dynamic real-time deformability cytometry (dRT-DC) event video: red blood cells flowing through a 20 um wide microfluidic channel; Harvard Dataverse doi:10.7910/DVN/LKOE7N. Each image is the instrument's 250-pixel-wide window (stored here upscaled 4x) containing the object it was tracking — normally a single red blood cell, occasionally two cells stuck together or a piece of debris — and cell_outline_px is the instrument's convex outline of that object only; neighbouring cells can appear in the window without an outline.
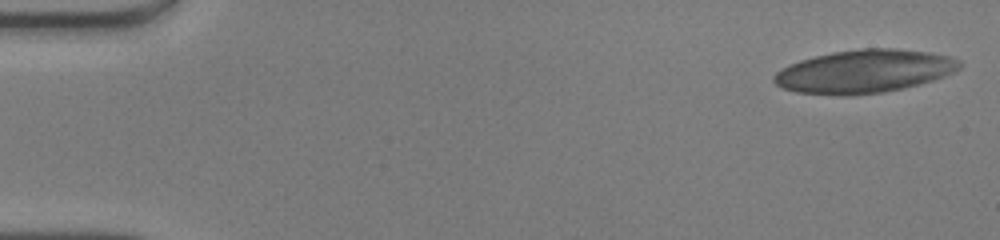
{"species": "human", "species_latin": "Homo sapiens", "temperature_condition": "warm", "stored_images_in_passage": 49, "camera_frame_rate_fps": 3000, "um_per_image_px": 0.085, "donor": {"sex": "male"}, "frame": {"image": 1, "passage_image": 1, "time_ms": 0.0, "image_size_px": [1000, 240], "cell_outline_px": [[960, 68], [944, 76], [932, 80], [884, 92], [848, 96], [840, 96], [796, 92], [784, 88], [776, 84], [772, 80], [772, 76], [776, 72], [800, 60], [832, 52], [860, 48], [896, 48], [928, 52], [948, 56], [960, 60]], "centroid_in_image_um": [73.44, 6.06], "position_along_channel_um": 11.6, "area_um2": 46.41}}
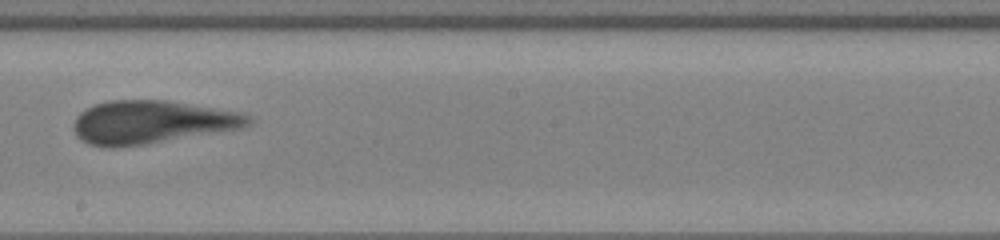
{"frame": {"image": 2, "passage_image": 28, "time_ms": 9.0, "image_size_px": [1000, 240], "cell_outline_px": [[252, 120], [248, 124], [240, 128], [144, 144], [108, 148], [88, 144], [80, 140], [76, 136], [72, 128], [72, 124], [76, 116], [80, 112], [96, 104], [108, 100], [164, 100], [236, 112], [252, 116]], "centroid_in_image_um": [12.78, 10.39], "position_along_channel_um": 235.4, "area_um2": 43.35}}
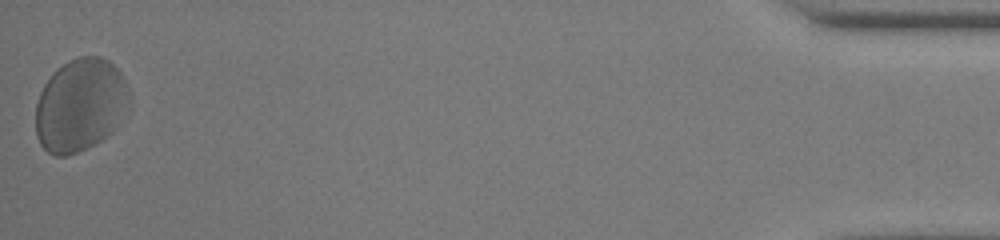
{"frame": {"image": 3, "passage_image": 49, "time_ms": 16.0, "image_size_px": [1000, 240], "cell_outline_px": [[132, 96], [128, 108], [112, 132], [108, 136], [68, 156], [56, 156], [48, 152], [40, 144], [36, 136], [36, 104], [40, 92], [44, 84], [56, 68], [68, 60], [76, 56], [100, 56], [108, 60], [124, 76]], "centroid_in_image_um": [6.84, 8.9], "position_along_channel_um": 428.4, "area_um2": 51.15}, "authors_computed_cell_mechanics": {"area_um2": 44.5638, "velocity_mm_per_s": 4.0913, "shape_relaxation_time_tau1_ms": 3.3391, "shape_relaxation_time_tau2_ms": 1.3852, "deformation_change_tau1": 0.1433, "deformation_change_tau2": 0.1077}}